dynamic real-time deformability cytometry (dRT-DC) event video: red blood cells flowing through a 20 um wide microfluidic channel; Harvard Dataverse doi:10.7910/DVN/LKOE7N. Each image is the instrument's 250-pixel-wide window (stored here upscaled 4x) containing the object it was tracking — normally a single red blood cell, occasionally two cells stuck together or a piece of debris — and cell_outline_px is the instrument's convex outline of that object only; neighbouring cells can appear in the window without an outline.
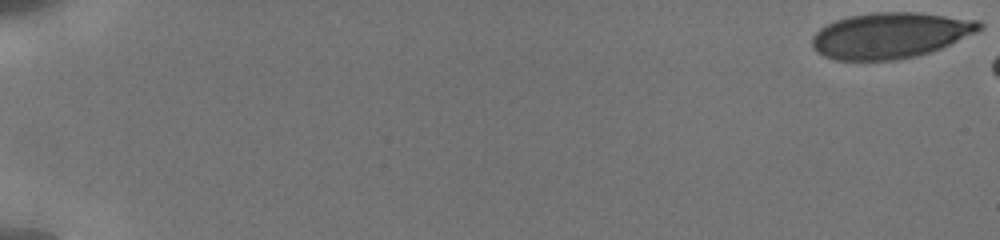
{"species": "human", "species_latin": "Homo sapiens", "temperature_condition": "cold", "stored_images_in_passage": 8, "camera_frame_rate_fps": 3000, "um_per_image_px": 0.085, "donor": {"sex": "male"}, "frame": {"image": 1, "passage_image": 1, "time_ms": 0.0, "image_size_px": [1000, 240], "cell_outline_px": [[984, 28], [976, 32], [932, 52], [900, 60], [836, 60], [824, 56], [816, 52], [812, 44], [812, 36], [820, 28], [836, 20], [848, 16], [872, 12], [920, 12], [980, 20], [984, 24]], "centroid_in_image_um": [75.7, 3.0], "position_along_channel_um": 9.3, "area_um2": 44.97}}